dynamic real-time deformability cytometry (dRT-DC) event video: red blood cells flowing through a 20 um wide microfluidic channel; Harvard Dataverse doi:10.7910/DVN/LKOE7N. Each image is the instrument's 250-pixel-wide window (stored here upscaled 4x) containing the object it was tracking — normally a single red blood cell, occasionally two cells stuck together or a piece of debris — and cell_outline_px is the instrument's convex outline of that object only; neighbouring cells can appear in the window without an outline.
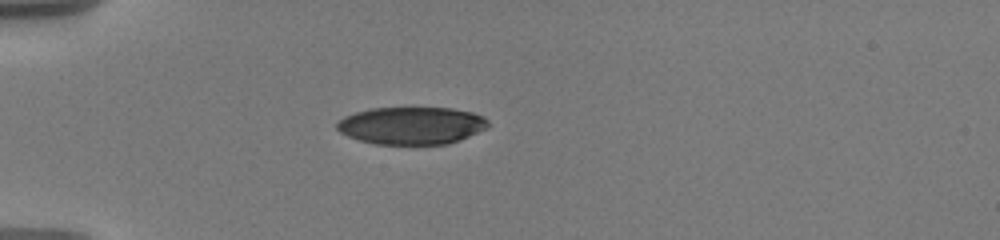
{"species": "human", "species_latin": "Homo sapiens", "temperature_condition": "warm", "stored_images_in_passage": 75, "camera_frame_rate_fps": 3000, "um_per_image_px": 0.085, "donor": {"sex": "male"}, "frame": {"image": 1, "passage_image": 1, "time_ms": 0.0, "image_size_px": [1000, 240], "cell_outline_px": [[488, 124], [484, 128], [468, 136], [444, 144], [376, 144], [360, 140], [348, 136], [340, 132], [336, 128], [336, 124], [344, 116], [368, 108], [452, 108], [472, 112], [484, 116], [488, 120]], "centroid_in_image_um": [34.94, 10.66], "position_along_channel_um": 50.1, "area_um2": 32.71}}
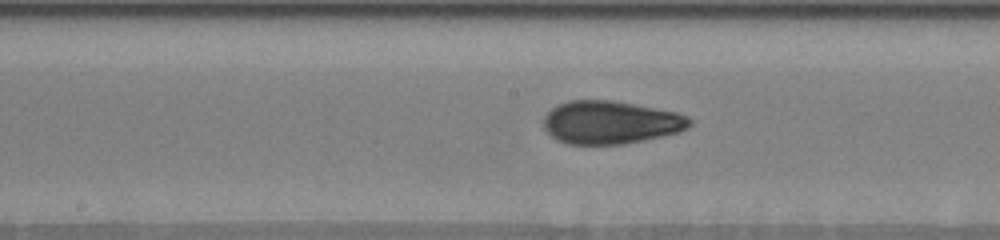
{"frame": {"image": 2, "passage_image": 29, "time_ms": 4.667, "image_size_px": [1000, 240], "cell_outline_px": [[692, 124], [688, 128], [680, 132], [644, 140], [624, 144], [568, 144], [556, 140], [544, 128], [544, 116], [556, 104], [568, 100], [612, 100], [676, 112], [688, 116], [692, 120]], "centroid_in_image_um": [51.9, 10.4], "position_along_channel_um": 196.3, "area_um2": 36.76}}
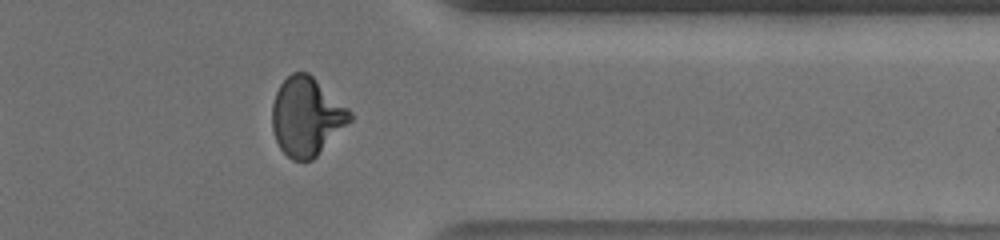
{"frame": {"image": 3, "passage_image": 65, "time_ms": 10.0, "image_size_px": [1000, 240], "cell_outline_px": [[352, 120], [312, 160], [292, 160], [280, 148], [276, 140], [272, 128], [272, 104], [276, 92], [280, 84], [292, 72], [308, 72], [348, 108], [352, 112]], "centroid_in_image_um": [26.05, 9.9], "position_along_channel_um": 385.4, "area_um2": 35.32}, "authors_computed_cell_mechanics": {"area_um2": 35.7782, "velocity_mm_per_s": 3.6382, "shape_relaxation_time_tau1_ms": 6.0938, "shape_relaxation_time_tau2_ms": 1.1648, "deformation_change_tau1": 0.2077, "deformation_change_tau2": 0.0667}}